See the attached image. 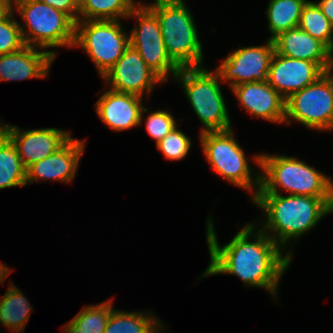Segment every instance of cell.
Here are the masks:
<instances>
[{"instance_id":"6da1fadb","label":"cell","mask_w":333,"mask_h":333,"mask_svg":"<svg viewBox=\"0 0 333 333\" xmlns=\"http://www.w3.org/2000/svg\"><path fill=\"white\" fill-rule=\"evenodd\" d=\"M206 226L210 263L201 277L232 274L239 277L245 285L264 288L275 298L280 278L291 264V253L282 255V247L263 230L256 231V224L253 223L241 228L222 247L219 246L211 217Z\"/></svg>"},{"instance_id":"7a4b0ae2","label":"cell","mask_w":333,"mask_h":333,"mask_svg":"<svg viewBox=\"0 0 333 333\" xmlns=\"http://www.w3.org/2000/svg\"><path fill=\"white\" fill-rule=\"evenodd\" d=\"M251 201L266 213L267 220L260 229L284 252L290 240L298 239L333 213V197L257 193Z\"/></svg>"},{"instance_id":"3957f363","label":"cell","mask_w":333,"mask_h":333,"mask_svg":"<svg viewBox=\"0 0 333 333\" xmlns=\"http://www.w3.org/2000/svg\"><path fill=\"white\" fill-rule=\"evenodd\" d=\"M260 172L257 193H279L278 187L296 196L333 197V181L298 158L283 155H255Z\"/></svg>"},{"instance_id":"277c9868","label":"cell","mask_w":333,"mask_h":333,"mask_svg":"<svg viewBox=\"0 0 333 333\" xmlns=\"http://www.w3.org/2000/svg\"><path fill=\"white\" fill-rule=\"evenodd\" d=\"M146 6L157 16L167 54L179 68L202 67V44L184 0H155Z\"/></svg>"},{"instance_id":"5b68a950","label":"cell","mask_w":333,"mask_h":333,"mask_svg":"<svg viewBox=\"0 0 333 333\" xmlns=\"http://www.w3.org/2000/svg\"><path fill=\"white\" fill-rule=\"evenodd\" d=\"M13 6L25 22V27L20 25L25 45L74 47L76 22L69 15L39 0H13Z\"/></svg>"},{"instance_id":"8992f818","label":"cell","mask_w":333,"mask_h":333,"mask_svg":"<svg viewBox=\"0 0 333 333\" xmlns=\"http://www.w3.org/2000/svg\"><path fill=\"white\" fill-rule=\"evenodd\" d=\"M175 79L181 81L192 109L203 124L200 133L232 128L216 70L212 72L203 66L180 68Z\"/></svg>"},{"instance_id":"52a82bcc","label":"cell","mask_w":333,"mask_h":333,"mask_svg":"<svg viewBox=\"0 0 333 333\" xmlns=\"http://www.w3.org/2000/svg\"><path fill=\"white\" fill-rule=\"evenodd\" d=\"M199 137L203 153L211 168L230 184L249 193L255 190L251 196L253 199L260 188V173H252L253 169L245 157V152L237 143L233 129L203 132Z\"/></svg>"},{"instance_id":"ba28073f","label":"cell","mask_w":333,"mask_h":333,"mask_svg":"<svg viewBox=\"0 0 333 333\" xmlns=\"http://www.w3.org/2000/svg\"><path fill=\"white\" fill-rule=\"evenodd\" d=\"M130 45L129 35L119 20H78L74 47L90 56L103 77Z\"/></svg>"},{"instance_id":"9c48e42d","label":"cell","mask_w":333,"mask_h":333,"mask_svg":"<svg viewBox=\"0 0 333 333\" xmlns=\"http://www.w3.org/2000/svg\"><path fill=\"white\" fill-rule=\"evenodd\" d=\"M292 120L319 131L333 129V78L328 72L286 99L284 122Z\"/></svg>"},{"instance_id":"30bf717a","label":"cell","mask_w":333,"mask_h":333,"mask_svg":"<svg viewBox=\"0 0 333 333\" xmlns=\"http://www.w3.org/2000/svg\"><path fill=\"white\" fill-rule=\"evenodd\" d=\"M137 18L138 25L129 33V42L140 54L145 64L164 82L168 75L175 77L180 68L167 54L157 16L140 3L128 16Z\"/></svg>"},{"instance_id":"8fae6325","label":"cell","mask_w":333,"mask_h":333,"mask_svg":"<svg viewBox=\"0 0 333 333\" xmlns=\"http://www.w3.org/2000/svg\"><path fill=\"white\" fill-rule=\"evenodd\" d=\"M274 52V42L268 38L266 45L234 50L216 71L222 81H229L230 88L247 82H267Z\"/></svg>"},{"instance_id":"7c38bea8","label":"cell","mask_w":333,"mask_h":333,"mask_svg":"<svg viewBox=\"0 0 333 333\" xmlns=\"http://www.w3.org/2000/svg\"><path fill=\"white\" fill-rule=\"evenodd\" d=\"M102 78L111 85L109 89L142 98L145 92L151 94L155 84L164 82L131 45Z\"/></svg>"},{"instance_id":"4fadbf2b","label":"cell","mask_w":333,"mask_h":333,"mask_svg":"<svg viewBox=\"0 0 333 333\" xmlns=\"http://www.w3.org/2000/svg\"><path fill=\"white\" fill-rule=\"evenodd\" d=\"M325 73L315 62L292 59L275 51L267 82L286 100L297 91L315 83Z\"/></svg>"},{"instance_id":"5bb4252c","label":"cell","mask_w":333,"mask_h":333,"mask_svg":"<svg viewBox=\"0 0 333 333\" xmlns=\"http://www.w3.org/2000/svg\"><path fill=\"white\" fill-rule=\"evenodd\" d=\"M6 136L15 145L23 166L27 168L60 149L71 138V133L57 128L25 131L8 124Z\"/></svg>"},{"instance_id":"9a60e30c","label":"cell","mask_w":333,"mask_h":333,"mask_svg":"<svg viewBox=\"0 0 333 333\" xmlns=\"http://www.w3.org/2000/svg\"><path fill=\"white\" fill-rule=\"evenodd\" d=\"M84 149V141L71 137L56 152L26 168V185L40 180L72 182Z\"/></svg>"},{"instance_id":"2e32d148","label":"cell","mask_w":333,"mask_h":333,"mask_svg":"<svg viewBox=\"0 0 333 333\" xmlns=\"http://www.w3.org/2000/svg\"><path fill=\"white\" fill-rule=\"evenodd\" d=\"M142 97L108 89L95 104L96 112L102 122L114 131H123L144 120L142 114L147 108Z\"/></svg>"},{"instance_id":"e0dca14e","label":"cell","mask_w":333,"mask_h":333,"mask_svg":"<svg viewBox=\"0 0 333 333\" xmlns=\"http://www.w3.org/2000/svg\"><path fill=\"white\" fill-rule=\"evenodd\" d=\"M239 103L255 117L284 123L285 99L268 82H247L231 88Z\"/></svg>"},{"instance_id":"ac0fdd59","label":"cell","mask_w":333,"mask_h":333,"mask_svg":"<svg viewBox=\"0 0 333 333\" xmlns=\"http://www.w3.org/2000/svg\"><path fill=\"white\" fill-rule=\"evenodd\" d=\"M25 45L19 51L0 55V81L44 78L56 57V51Z\"/></svg>"},{"instance_id":"d6986e66","label":"cell","mask_w":333,"mask_h":333,"mask_svg":"<svg viewBox=\"0 0 333 333\" xmlns=\"http://www.w3.org/2000/svg\"><path fill=\"white\" fill-rule=\"evenodd\" d=\"M273 42L277 53L292 59L315 62L325 72L328 71L333 52L299 27L280 33Z\"/></svg>"},{"instance_id":"ffe728a7","label":"cell","mask_w":333,"mask_h":333,"mask_svg":"<svg viewBox=\"0 0 333 333\" xmlns=\"http://www.w3.org/2000/svg\"><path fill=\"white\" fill-rule=\"evenodd\" d=\"M31 305L26 296L14 284H10L0 300V323L12 332L22 333L30 313Z\"/></svg>"},{"instance_id":"44dd1931","label":"cell","mask_w":333,"mask_h":333,"mask_svg":"<svg viewBox=\"0 0 333 333\" xmlns=\"http://www.w3.org/2000/svg\"><path fill=\"white\" fill-rule=\"evenodd\" d=\"M309 0H270L266 16L273 40L280 33L297 28L303 7Z\"/></svg>"},{"instance_id":"7402d4cb","label":"cell","mask_w":333,"mask_h":333,"mask_svg":"<svg viewBox=\"0 0 333 333\" xmlns=\"http://www.w3.org/2000/svg\"><path fill=\"white\" fill-rule=\"evenodd\" d=\"M144 312H124L113 309L104 333H160L162 323L160 319Z\"/></svg>"},{"instance_id":"603a6c76","label":"cell","mask_w":333,"mask_h":333,"mask_svg":"<svg viewBox=\"0 0 333 333\" xmlns=\"http://www.w3.org/2000/svg\"><path fill=\"white\" fill-rule=\"evenodd\" d=\"M135 2L134 0H79L78 20H120L124 17L128 19L131 12L140 4Z\"/></svg>"},{"instance_id":"cb8c5ba5","label":"cell","mask_w":333,"mask_h":333,"mask_svg":"<svg viewBox=\"0 0 333 333\" xmlns=\"http://www.w3.org/2000/svg\"><path fill=\"white\" fill-rule=\"evenodd\" d=\"M26 185V168L15 145L5 136L0 142V190Z\"/></svg>"},{"instance_id":"d4e9b609","label":"cell","mask_w":333,"mask_h":333,"mask_svg":"<svg viewBox=\"0 0 333 333\" xmlns=\"http://www.w3.org/2000/svg\"><path fill=\"white\" fill-rule=\"evenodd\" d=\"M298 27L323 42L333 52V25L316 2L308 1L303 7Z\"/></svg>"},{"instance_id":"484cf974","label":"cell","mask_w":333,"mask_h":333,"mask_svg":"<svg viewBox=\"0 0 333 333\" xmlns=\"http://www.w3.org/2000/svg\"><path fill=\"white\" fill-rule=\"evenodd\" d=\"M112 310V300L85 306L70 322L82 333H104Z\"/></svg>"},{"instance_id":"4316f807","label":"cell","mask_w":333,"mask_h":333,"mask_svg":"<svg viewBox=\"0 0 333 333\" xmlns=\"http://www.w3.org/2000/svg\"><path fill=\"white\" fill-rule=\"evenodd\" d=\"M191 140L178 126L174 127L161 141L156 144L167 160H180L188 155Z\"/></svg>"},{"instance_id":"83f0119b","label":"cell","mask_w":333,"mask_h":333,"mask_svg":"<svg viewBox=\"0 0 333 333\" xmlns=\"http://www.w3.org/2000/svg\"><path fill=\"white\" fill-rule=\"evenodd\" d=\"M13 12L0 21V55L19 51L25 46L19 21L14 18Z\"/></svg>"},{"instance_id":"f1b7e54d","label":"cell","mask_w":333,"mask_h":333,"mask_svg":"<svg viewBox=\"0 0 333 333\" xmlns=\"http://www.w3.org/2000/svg\"><path fill=\"white\" fill-rule=\"evenodd\" d=\"M176 120L167 110L151 112L146 118V129L156 144L176 127Z\"/></svg>"},{"instance_id":"f546056e","label":"cell","mask_w":333,"mask_h":333,"mask_svg":"<svg viewBox=\"0 0 333 333\" xmlns=\"http://www.w3.org/2000/svg\"><path fill=\"white\" fill-rule=\"evenodd\" d=\"M69 15L75 22L79 17V0H39Z\"/></svg>"},{"instance_id":"4dcf8cb0","label":"cell","mask_w":333,"mask_h":333,"mask_svg":"<svg viewBox=\"0 0 333 333\" xmlns=\"http://www.w3.org/2000/svg\"><path fill=\"white\" fill-rule=\"evenodd\" d=\"M321 9L322 13L333 25V0H320L316 3Z\"/></svg>"},{"instance_id":"1f68e13d","label":"cell","mask_w":333,"mask_h":333,"mask_svg":"<svg viewBox=\"0 0 333 333\" xmlns=\"http://www.w3.org/2000/svg\"><path fill=\"white\" fill-rule=\"evenodd\" d=\"M13 11V0H0V21Z\"/></svg>"},{"instance_id":"d6a6232c","label":"cell","mask_w":333,"mask_h":333,"mask_svg":"<svg viewBox=\"0 0 333 333\" xmlns=\"http://www.w3.org/2000/svg\"><path fill=\"white\" fill-rule=\"evenodd\" d=\"M10 272L11 269L9 267H6L5 264L0 263V285L5 281Z\"/></svg>"},{"instance_id":"836d02e7","label":"cell","mask_w":333,"mask_h":333,"mask_svg":"<svg viewBox=\"0 0 333 333\" xmlns=\"http://www.w3.org/2000/svg\"><path fill=\"white\" fill-rule=\"evenodd\" d=\"M62 329H64L62 332L64 333H82L77 327H75L71 322H68L67 325H65V327H63Z\"/></svg>"},{"instance_id":"e575fe53","label":"cell","mask_w":333,"mask_h":333,"mask_svg":"<svg viewBox=\"0 0 333 333\" xmlns=\"http://www.w3.org/2000/svg\"><path fill=\"white\" fill-rule=\"evenodd\" d=\"M8 124H1L0 125V142L6 136V129Z\"/></svg>"},{"instance_id":"d590c367","label":"cell","mask_w":333,"mask_h":333,"mask_svg":"<svg viewBox=\"0 0 333 333\" xmlns=\"http://www.w3.org/2000/svg\"><path fill=\"white\" fill-rule=\"evenodd\" d=\"M327 72H328V73L330 74V76L333 78V57H332L331 64H330V66H329Z\"/></svg>"}]
</instances>
